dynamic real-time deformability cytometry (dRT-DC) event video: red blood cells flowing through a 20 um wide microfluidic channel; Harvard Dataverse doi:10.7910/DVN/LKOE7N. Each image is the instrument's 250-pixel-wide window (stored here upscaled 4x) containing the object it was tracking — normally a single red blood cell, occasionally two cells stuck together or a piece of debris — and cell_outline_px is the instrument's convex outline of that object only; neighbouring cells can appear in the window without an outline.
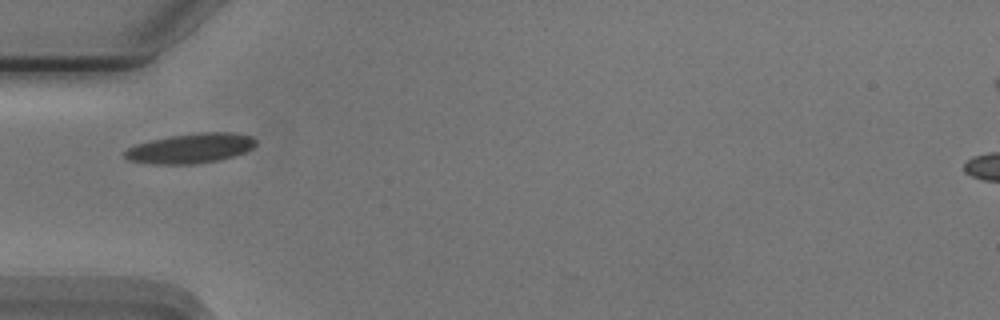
{"species": "Egyptian fruit bat (a non-hibernating species)", "species_latin": "Rousettus aegyptiacus", "temperature_condition": "cold", "stored_images_in_passage": 4, "camera_frame_rate_fps": 3000, "um_per_image_px": 0.085, "animal": {"sex": "male"}, "frame": {"image": 1, "passage_image": 1, "time_ms": 0.0, "image_size_px": [1000, 320], "cell_outline_px": [[256, 144], [252, 148], [236, 156], [220, 160], [196, 164], [152, 164], [128, 160], [124, 156], [124, 152], [128, 148], [136, 144], [152, 140], [172, 136], [200, 132], [236, 132], [252, 136], [256, 140]], "centroid_in_image_um": [16.24, 12.61], "position_along_channel_um": 68.8, "area_um2": 22.89}}